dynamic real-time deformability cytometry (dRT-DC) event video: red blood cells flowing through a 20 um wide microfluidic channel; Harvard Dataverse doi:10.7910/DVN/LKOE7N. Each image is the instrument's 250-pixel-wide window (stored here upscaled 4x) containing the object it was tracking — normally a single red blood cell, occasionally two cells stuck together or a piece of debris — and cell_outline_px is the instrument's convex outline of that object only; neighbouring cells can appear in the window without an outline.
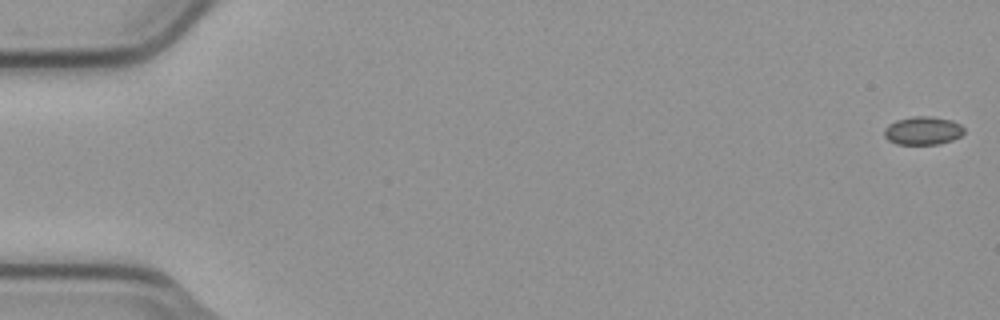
{"species": "common noctule bat (a hibernating species)", "species_latin": "Nyctalus noctula", "temperature_condition": "cold", "stored_images_in_passage": 55, "camera_frame_rate_fps": 3000, "um_per_image_px": 0.085, "animal": {"sex": "male", "body_mass_g": 23.1, "forearm_length_mm": 52.7}, "frame": {"image": 1, "passage_image": 1, "time_ms": 0.0, "image_size_px": [1000, 320], "cell_outline_px": [[964, 132], [960, 136], [952, 140], [940, 144], [896, 144], [888, 140], [884, 136], [884, 128], [888, 124], [896, 120], [916, 116], [928, 116], [952, 120], [960, 124], [964, 128]], "centroid_in_image_um": [78.43, 11.11], "position_along_channel_um": 6.6, "area_um2": 13.18}}
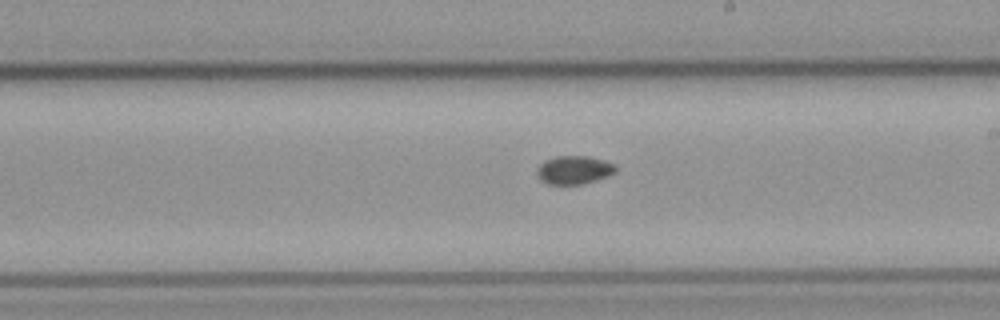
{"frame": {"image": 2, "passage_image": 32, "time_ms": 10.333, "image_size_px": [1000, 320], "cell_outline_px": [[616, 172], [608, 176], [596, 180], [580, 184], [548, 184], [540, 180], [536, 172], [540, 164], [544, 160], [556, 156], [588, 156], [604, 160], [612, 164], [616, 168]], "centroid_in_image_um": [48.77, 14.44], "position_along_channel_um": 240.2, "area_um2": 12.95}}
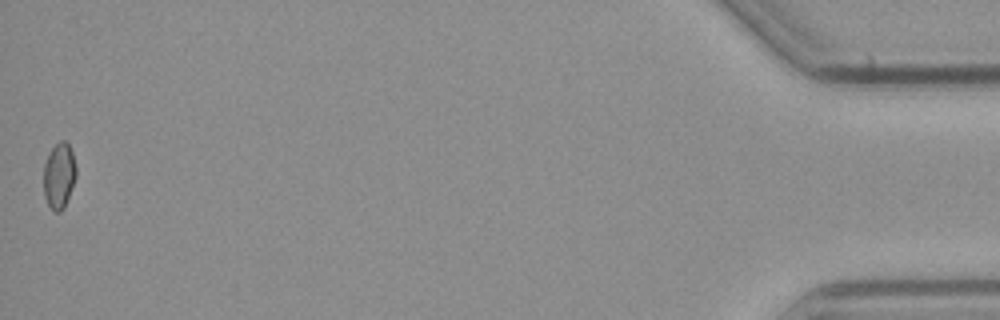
{"frame": {"image": 3, "passage_image": 55, "time_ms": 18.0, "image_size_px": [1000, 320], "cell_outline_px": [[76, 176], [64, 208], [60, 212], [56, 212], [48, 204], [44, 196], [44, 164], [52, 148], [60, 140], [64, 140], [68, 144], [72, 152], [76, 168]], "centroid_in_image_um": [5.02, 14.93], "position_along_channel_um": 430.2, "area_um2": 12.25}}